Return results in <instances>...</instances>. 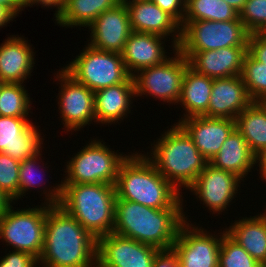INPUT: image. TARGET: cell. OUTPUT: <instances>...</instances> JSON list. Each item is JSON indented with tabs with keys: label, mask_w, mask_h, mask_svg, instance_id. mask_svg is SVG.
I'll list each match as a JSON object with an SVG mask.
<instances>
[{
	"label": "cell",
	"mask_w": 266,
	"mask_h": 267,
	"mask_svg": "<svg viewBox=\"0 0 266 267\" xmlns=\"http://www.w3.org/2000/svg\"><path fill=\"white\" fill-rule=\"evenodd\" d=\"M97 239L59 205L46 204L43 267H93Z\"/></svg>",
	"instance_id": "6da1fadb"
},
{
	"label": "cell",
	"mask_w": 266,
	"mask_h": 267,
	"mask_svg": "<svg viewBox=\"0 0 266 267\" xmlns=\"http://www.w3.org/2000/svg\"><path fill=\"white\" fill-rule=\"evenodd\" d=\"M45 203L59 205L96 239L113 232L115 185L106 183L58 184L43 190Z\"/></svg>",
	"instance_id": "7a4b0ae2"
},
{
	"label": "cell",
	"mask_w": 266,
	"mask_h": 267,
	"mask_svg": "<svg viewBox=\"0 0 266 267\" xmlns=\"http://www.w3.org/2000/svg\"><path fill=\"white\" fill-rule=\"evenodd\" d=\"M183 211V208L154 209L127 200H116L113 232L168 251L172 249L180 227L188 221Z\"/></svg>",
	"instance_id": "3957f363"
},
{
	"label": "cell",
	"mask_w": 266,
	"mask_h": 267,
	"mask_svg": "<svg viewBox=\"0 0 266 267\" xmlns=\"http://www.w3.org/2000/svg\"><path fill=\"white\" fill-rule=\"evenodd\" d=\"M115 190L116 200H127L154 209L183 208L182 192L141 153H129L121 163Z\"/></svg>",
	"instance_id": "277c9868"
},
{
	"label": "cell",
	"mask_w": 266,
	"mask_h": 267,
	"mask_svg": "<svg viewBox=\"0 0 266 267\" xmlns=\"http://www.w3.org/2000/svg\"><path fill=\"white\" fill-rule=\"evenodd\" d=\"M157 140L146 157L179 192L182 186L188 190L209 162L177 123Z\"/></svg>",
	"instance_id": "5b68a950"
},
{
	"label": "cell",
	"mask_w": 266,
	"mask_h": 267,
	"mask_svg": "<svg viewBox=\"0 0 266 267\" xmlns=\"http://www.w3.org/2000/svg\"><path fill=\"white\" fill-rule=\"evenodd\" d=\"M63 69L93 92L125 83L132 77L121 53L98 50L89 44Z\"/></svg>",
	"instance_id": "8992f818"
},
{
	"label": "cell",
	"mask_w": 266,
	"mask_h": 267,
	"mask_svg": "<svg viewBox=\"0 0 266 267\" xmlns=\"http://www.w3.org/2000/svg\"><path fill=\"white\" fill-rule=\"evenodd\" d=\"M99 139L86 143L67 161L66 177L61 184L106 183L115 185L121 163L128 155L118 154Z\"/></svg>",
	"instance_id": "52a82bcc"
},
{
	"label": "cell",
	"mask_w": 266,
	"mask_h": 267,
	"mask_svg": "<svg viewBox=\"0 0 266 267\" xmlns=\"http://www.w3.org/2000/svg\"><path fill=\"white\" fill-rule=\"evenodd\" d=\"M250 33L240 20H183L179 52L248 47Z\"/></svg>",
	"instance_id": "ba28073f"
},
{
	"label": "cell",
	"mask_w": 266,
	"mask_h": 267,
	"mask_svg": "<svg viewBox=\"0 0 266 267\" xmlns=\"http://www.w3.org/2000/svg\"><path fill=\"white\" fill-rule=\"evenodd\" d=\"M42 205L21 210H14L11 205L0 217L1 240L12 246L14 251L25 252L38 259L44 246L46 223L45 201Z\"/></svg>",
	"instance_id": "9c48e42d"
},
{
	"label": "cell",
	"mask_w": 266,
	"mask_h": 267,
	"mask_svg": "<svg viewBox=\"0 0 266 267\" xmlns=\"http://www.w3.org/2000/svg\"><path fill=\"white\" fill-rule=\"evenodd\" d=\"M173 53L175 57L168 58L160 65L143 68L132 76L135 97L149 94L165 103H178L189 61L178 50Z\"/></svg>",
	"instance_id": "30bf717a"
},
{
	"label": "cell",
	"mask_w": 266,
	"mask_h": 267,
	"mask_svg": "<svg viewBox=\"0 0 266 267\" xmlns=\"http://www.w3.org/2000/svg\"><path fill=\"white\" fill-rule=\"evenodd\" d=\"M193 226V227H192ZM185 221L172 246L179 267H219L222 235H212Z\"/></svg>",
	"instance_id": "8fae6325"
},
{
	"label": "cell",
	"mask_w": 266,
	"mask_h": 267,
	"mask_svg": "<svg viewBox=\"0 0 266 267\" xmlns=\"http://www.w3.org/2000/svg\"><path fill=\"white\" fill-rule=\"evenodd\" d=\"M61 83L58 93L59 115L66 131H78L87 124L96 122L94 110V92L76 81L63 68L55 76Z\"/></svg>",
	"instance_id": "7c38bea8"
},
{
	"label": "cell",
	"mask_w": 266,
	"mask_h": 267,
	"mask_svg": "<svg viewBox=\"0 0 266 267\" xmlns=\"http://www.w3.org/2000/svg\"><path fill=\"white\" fill-rule=\"evenodd\" d=\"M161 252L154 246L114 232L97 239V262L103 267H153Z\"/></svg>",
	"instance_id": "4fadbf2b"
},
{
	"label": "cell",
	"mask_w": 266,
	"mask_h": 267,
	"mask_svg": "<svg viewBox=\"0 0 266 267\" xmlns=\"http://www.w3.org/2000/svg\"><path fill=\"white\" fill-rule=\"evenodd\" d=\"M242 179L235 174L221 170L208 163L188 188L198 197L210 212L221 214L238 193ZM228 206V207H227Z\"/></svg>",
	"instance_id": "5bb4252c"
},
{
	"label": "cell",
	"mask_w": 266,
	"mask_h": 267,
	"mask_svg": "<svg viewBox=\"0 0 266 267\" xmlns=\"http://www.w3.org/2000/svg\"><path fill=\"white\" fill-rule=\"evenodd\" d=\"M90 42L98 50L122 53L132 29L125 3L101 13L89 26Z\"/></svg>",
	"instance_id": "9a60e30c"
},
{
	"label": "cell",
	"mask_w": 266,
	"mask_h": 267,
	"mask_svg": "<svg viewBox=\"0 0 266 267\" xmlns=\"http://www.w3.org/2000/svg\"><path fill=\"white\" fill-rule=\"evenodd\" d=\"M37 129L28 118L0 116V152L19 162L36 156L44 140Z\"/></svg>",
	"instance_id": "2e32d148"
},
{
	"label": "cell",
	"mask_w": 266,
	"mask_h": 267,
	"mask_svg": "<svg viewBox=\"0 0 266 267\" xmlns=\"http://www.w3.org/2000/svg\"><path fill=\"white\" fill-rule=\"evenodd\" d=\"M192 138L198 151L210 162L236 129L233 119L192 116L178 123Z\"/></svg>",
	"instance_id": "e0dca14e"
},
{
	"label": "cell",
	"mask_w": 266,
	"mask_h": 267,
	"mask_svg": "<svg viewBox=\"0 0 266 267\" xmlns=\"http://www.w3.org/2000/svg\"><path fill=\"white\" fill-rule=\"evenodd\" d=\"M248 47H226L218 50L180 52L189 66L201 75L212 79L241 75Z\"/></svg>",
	"instance_id": "ac0fdd59"
},
{
	"label": "cell",
	"mask_w": 266,
	"mask_h": 267,
	"mask_svg": "<svg viewBox=\"0 0 266 267\" xmlns=\"http://www.w3.org/2000/svg\"><path fill=\"white\" fill-rule=\"evenodd\" d=\"M126 6L132 32L156 34L167 38L172 34L173 50H177L181 40V27L169 14L151 0L129 2Z\"/></svg>",
	"instance_id": "d6986e66"
},
{
	"label": "cell",
	"mask_w": 266,
	"mask_h": 267,
	"mask_svg": "<svg viewBox=\"0 0 266 267\" xmlns=\"http://www.w3.org/2000/svg\"><path fill=\"white\" fill-rule=\"evenodd\" d=\"M252 102L241 75L214 79L208 110L202 116L235 120Z\"/></svg>",
	"instance_id": "ffe728a7"
},
{
	"label": "cell",
	"mask_w": 266,
	"mask_h": 267,
	"mask_svg": "<svg viewBox=\"0 0 266 267\" xmlns=\"http://www.w3.org/2000/svg\"><path fill=\"white\" fill-rule=\"evenodd\" d=\"M164 39L166 38L163 36L150 33L132 32L130 34L121 54L131 76L143 68L160 65L170 58L162 45Z\"/></svg>",
	"instance_id": "44dd1931"
},
{
	"label": "cell",
	"mask_w": 266,
	"mask_h": 267,
	"mask_svg": "<svg viewBox=\"0 0 266 267\" xmlns=\"http://www.w3.org/2000/svg\"><path fill=\"white\" fill-rule=\"evenodd\" d=\"M34 51L24 37L10 36L0 45V79L5 83H20L29 77L34 67Z\"/></svg>",
	"instance_id": "7402d4cb"
},
{
	"label": "cell",
	"mask_w": 266,
	"mask_h": 267,
	"mask_svg": "<svg viewBox=\"0 0 266 267\" xmlns=\"http://www.w3.org/2000/svg\"><path fill=\"white\" fill-rule=\"evenodd\" d=\"M135 97L134 79L100 89L94 92V110L96 122L103 124L118 123L131 113L130 104Z\"/></svg>",
	"instance_id": "603a6c76"
},
{
	"label": "cell",
	"mask_w": 266,
	"mask_h": 267,
	"mask_svg": "<svg viewBox=\"0 0 266 267\" xmlns=\"http://www.w3.org/2000/svg\"><path fill=\"white\" fill-rule=\"evenodd\" d=\"M255 160L256 156L251 152L248 143L235 129L209 163L235 174L244 181L245 176L256 165Z\"/></svg>",
	"instance_id": "cb8c5ba5"
},
{
	"label": "cell",
	"mask_w": 266,
	"mask_h": 267,
	"mask_svg": "<svg viewBox=\"0 0 266 267\" xmlns=\"http://www.w3.org/2000/svg\"><path fill=\"white\" fill-rule=\"evenodd\" d=\"M256 216L236 220L226 232L255 260H266V210Z\"/></svg>",
	"instance_id": "d4e9b609"
},
{
	"label": "cell",
	"mask_w": 266,
	"mask_h": 267,
	"mask_svg": "<svg viewBox=\"0 0 266 267\" xmlns=\"http://www.w3.org/2000/svg\"><path fill=\"white\" fill-rule=\"evenodd\" d=\"M212 78L197 73L188 66L182 81L181 94L178 104H182L183 118L178 120L177 124L185 118L192 116H202L208 110L209 100L212 94Z\"/></svg>",
	"instance_id": "484cf974"
},
{
	"label": "cell",
	"mask_w": 266,
	"mask_h": 267,
	"mask_svg": "<svg viewBox=\"0 0 266 267\" xmlns=\"http://www.w3.org/2000/svg\"><path fill=\"white\" fill-rule=\"evenodd\" d=\"M236 130L257 156L266 151V102L253 101L235 119Z\"/></svg>",
	"instance_id": "4316f807"
},
{
	"label": "cell",
	"mask_w": 266,
	"mask_h": 267,
	"mask_svg": "<svg viewBox=\"0 0 266 267\" xmlns=\"http://www.w3.org/2000/svg\"><path fill=\"white\" fill-rule=\"evenodd\" d=\"M119 3L121 0H65V8L55 22L66 28H87L101 13Z\"/></svg>",
	"instance_id": "83f0119b"
},
{
	"label": "cell",
	"mask_w": 266,
	"mask_h": 267,
	"mask_svg": "<svg viewBox=\"0 0 266 267\" xmlns=\"http://www.w3.org/2000/svg\"><path fill=\"white\" fill-rule=\"evenodd\" d=\"M183 20H240L239 13L223 0H186Z\"/></svg>",
	"instance_id": "f1b7e54d"
},
{
	"label": "cell",
	"mask_w": 266,
	"mask_h": 267,
	"mask_svg": "<svg viewBox=\"0 0 266 267\" xmlns=\"http://www.w3.org/2000/svg\"><path fill=\"white\" fill-rule=\"evenodd\" d=\"M20 83H4L0 89V116L27 118L32 104Z\"/></svg>",
	"instance_id": "f546056e"
},
{
	"label": "cell",
	"mask_w": 266,
	"mask_h": 267,
	"mask_svg": "<svg viewBox=\"0 0 266 267\" xmlns=\"http://www.w3.org/2000/svg\"><path fill=\"white\" fill-rule=\"evenodd\" d=\"M241 77L251 99L266 102V66L249 52L243 61Z\"/></svg>",
	"instance_id": "4dcf8cb0"
},
{
	"label": "cell",
	"mask_w": 266,
	"mask_h": 267,
	"mask_svg": "<svg viewBox=\"0 0 266 267\" xmlns=\"http://www.w3.org/2000/svg\"><path fill=\"white\" fill-rule=\"evenodd\" d=\"M222 240L219 250V267H262L226 230L221 232Z\"/></svg>",
	"instance_id": "1f68e13d"
},
{
	"label": "cell",
	"mask_w": 266,
	"mask_h": 267,
	"mask_svg": "<svg viewBox=\"0 0 266 267\" xmlns=\"http://www.w3.org/2000/svg\"><path fill=\"white\" fill-rule=\"evenodd\" d=\"M20 163L0 152V190L14 201L18 199Z\"/></svg>",
	"instance_id": "d6a6232c"
},
{
	"label": "cell",
	"mask_w": 266,
	"mask_h": 267,
	"mask_svg": "<svg viewBox=\"0 0 266 267\" xmlns=\"http://www.w3.org/2000/svg\"><path fill=\"white\" fill-rule=\"evenodd\" d=\"M239 19L250 34L262 33L266 28V0H246Z\"/></svg>",
	"instance_id": "836d02e7"
},
{
	"label": "cell",
	"mask_w": 266,
	"mask_h": 267,
	"mask_svg": "<svg viewBox=\"0 0 266 267\" xmlns=\"http://www.w3.org/2000/svg\"><path fill=\"white\" fill-rule=\"evenodd\" d=\"M41 153H42V151L39 154H37L36 156L31 157V158H27V159L23 160L20 163V166H19L18 199H20L21 197L25 196V193L28 190H30L31 188L34 189V188H36V186L37 187L40 186L42 181L38 179L39 182H37L38 180H36L37 179L36 177L38 175L36 176V174L38 172L37 170H39V168L37 167L38 166L37 164L39 163L38 161L40 159L42 160V158L39 157V156L42 155ZM38 158H39V160H38ZM40 173H42V172H40Z\"/></svg>",
	"instance_id": "e575fe53"
},
{
	"label": "cell",
	"mask_w": 266,
	"mask_h": 267,
	"mask_svg": "<svg viewBox=\"0 0 266 267\" xmlns=\"http://www.w3.org/2000/svg\"><path fill=\"white\" fill-rule=\"evenodd\" d=\"M39 259L31 254L21 251H9L7 255L1 257L0 267H36Z\"/></svg>",
	"instance_id": "d590c367"
},
{
	"label": "cell",
	"mask_w": 266,
	"mask_h": 267,
	"mask_svg": "<svg viewBox=\"0 0 266 267\" xmlns=\"http://www.w3.org/2000/svg\"><path fill=\"white\" fill-rule=\"evenodd\" d=\"M159 6L164 12L169 14L180 27L183 24V19L186 11V0H151Z\"/></svg>",
	"instance_id": "8d00e7d4"
},
{
	"label": "cell",
	"mask_w": 266,
	"mask_h": 267,
	"mask_svg": "<svg viewBox=\"0 0 266 267\" xmlns=\"http://www.w3.org/2000/svg\"><path fill=\"white\" fill-rule=\"evenodd\" d=\"M248 52L266 66V37L261 33H252L248 38Z\"/></svg>",
	"instance_id": "74e56055"
},
{
	"label": "cell",
	"mask_w": 266,
	"mask_h": 267,
	"mask_svg": "<svg viewBox=\"0 0 266 267\" xmlns=\"http://www.w3.org/2000/svg\"><path fill=\"white\" fill-rule=\"evenodd\" d=\"M153 267H179V262L172 250L161 251L154 259Z\"/></svg>",
	"instance_id": "f35d334b"
},
{
	"label": "cell",
	"mask_w": 266,
	"mask_h": 267,
	"mask_svg": "<svg viewBox=\"0 0 266 267\" xmlns=\"http://www.w3.org/2000/svg\"><path fill=\"white\" fill-rule=\"evenodd\" d=\"M23 4L25 7H32L34 4H40L42 7L46 6L48 7H56L55 9L57 10L54 13L55 19L60 16V14L63 12L65 8V0H22Z\"/></svg>",
	"instance_id": "ab89813d"
},
{
	"label": "cell",
	"mask_w": 266,
	"mask_h": 267,
	"mask_svg": "<svg viewBox=\"0 0 266 267\" xmlns=\"http://www.w3.org/2000/svg\"><path fill=\"white\" fill-rule=\"evenodd\" d=\"M15 18L16 15L6 5L0 4V29Z\"/></svg>",
	"instance_id": "60d3db41"
},
{
	"label": "cell",
	"mask_w": 266,
	"mask_h": 267,
	"mask_svg": "<svg viewBox=\"0 0 266 267\" xmlns=\"http://www.w3.org/2000/svg\"><path fill=\"white\" fill-rule=\"evenodd\" d=\"M0 4L6 5L16 16L25 9L22 0H0Z\"/></svg>",
	"instance_id": "b9f144b4"
},
{
	"label": "cell",
	"mask_w": 266,
	"mask_h": 267,
	"mask_svg": "<svg viewBox=\"0 0 266 267\" xmlns=\"http://www.w3.org/2000/svg\"><path fill=\"white\" fill-rule=\"evenodd\" d=\"M255 163H259V174H261L262 180L266 181V151H263L256 156Z\"/></svg>",
	"instance_id": "7bdbcfd3"
},
{
	"label": "cell",
	"mask_w": 266,
	"mask_h": 267,
	"mask_svg": "<svg viewBox=\"0 0 266 267\" xmlns=\"http://www.w3.org/2000/svg\"><path fill=\"white\" fill-rule=\"evenodd\" d=\"M15 203L11 198H9L4 192L0 190V217Z\"/></svg>",
	"instance_id": "ee69618b"
},
{
	"label": "cell",
	"mask_w": 266,
	"mask_h": 267,
	"mask_svg": "<svg viewBox=\"0 0 266 267\" xmlns=\"http://www.w3.org/2000/svg\"><path fill=\"white\" fill-rule=\"evenodd\" d=\"M233 7L238 13L244 8L246 0H223Z\"/></svg>",
	"instance_id": "f6af8a7d"
},
{
	"label": "cell",
	"mask_w": 266,
	"mask_h": 267,
	"mask_svg": "<svg viewBox=\"0 0 266 267\" xmlns=\"http://www.w3.org/2000/svg\"><path fill=\"white\" fill-rule=\"evenodd\" d=\"M134 1H143V0H121L122 3H129V2H134Z\"/></svg>",
	"instance_id": "bcb514c9"
},
{
	"label": "cell",
	"mask_w": 266,
	"mask_h": 267,
	"mask_svg": "<svg viewBox=\"0 0 266 267\" xmlns=\"http://www.w3.org/2000/svg\"><path fill=\"white\" fill-rule=\"evenodd\" d=\"M93 267H103L102 265H100L97 261L94 263Z\"/></svg>",
	"instance_id": "7dc6e473"
},
{
	"label": "cell",
	"mask_w": 266,
	"mask_h": 267,
	"mask_svg": "<svg viewBox=\"0 0 266 267\" xmlns=\"http://www.w3.org/2000/svg\"><path fill=\"white\" fill-rule=\"evenodd\" d=\"M4 81L2 80V79H0V89H1V87L4 85Z\"/></svg>",
	"instance_id": "c3c4849f"
},
{
	"label": "cell",
	"mask_w": 266,
	"mask_h": 267,
	"mask_svg": "<svg viewBox=\"0 0 266 267\" xmlns=\"http://www.w3.org/2000/svg\"><path fill=\"white\" fill-rule=\"evenodd\" d=\"M261 34L264 35V36L266 37V28L262 31Z\"/></svg>",
	"instance_id": "681fc988"
},
{
	"label": "cell",
	"mask_w": 266,
	"mask_h": 267,
	"mask_svg": "<svg viewBox=\"0 0 266 267\" xmlns=\"http://www.w3.org/2000/svg\"><path fill=\"white\" fill-rule=\"evenodd\" d=\"M262 267H266V260L262 263Z\"/></svg>",
	"instance_id": "f907efd6"
}]
</instances>
